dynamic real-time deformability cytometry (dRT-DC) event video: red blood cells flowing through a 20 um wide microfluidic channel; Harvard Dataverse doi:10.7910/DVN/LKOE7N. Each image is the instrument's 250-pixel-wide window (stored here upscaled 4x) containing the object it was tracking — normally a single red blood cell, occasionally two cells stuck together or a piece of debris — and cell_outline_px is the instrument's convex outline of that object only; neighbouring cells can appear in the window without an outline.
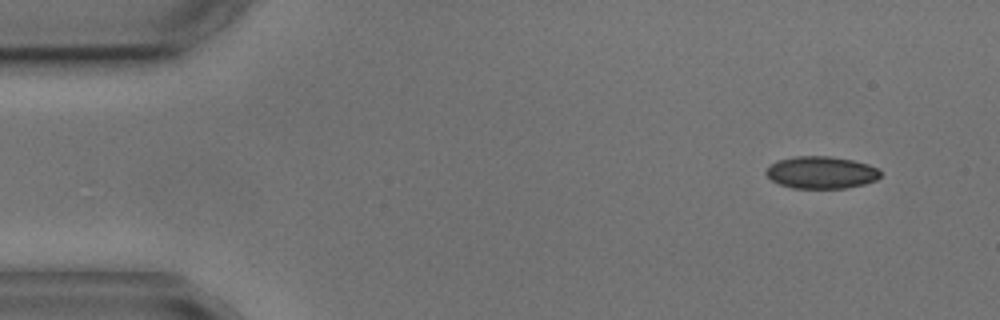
{"species": "common noctule bat (a hibernating species)", "species_latin": "Nyctalus noctula", "temperature_condition": "cold", "stored_images_in_passage": 5, "camera_frame_rate_fps": 3000, "um_per_image_px": 0.085, "animal": {"sex": "male", "body_mass_g": 17.9, "forearm_length_mm": 54.2}, "frame": {"image": 1, "passage_image": 5, "time_ms": 5.667, "image_size_px": [1000, 320], "cell_outline_px": [[880, 176], [876, 180], [864, 184], [844, 188], [792, 188], [780, 184], [772, 180], [764, 172], [776, 160], [796, 156], [828, 156], [852, 160], [868, 164], [876, 168], [880, 172]], "centroid_in_image_um": [69.79, 14.66], "position_along_channel_um": 15.2, "area_um2": 21.33}}